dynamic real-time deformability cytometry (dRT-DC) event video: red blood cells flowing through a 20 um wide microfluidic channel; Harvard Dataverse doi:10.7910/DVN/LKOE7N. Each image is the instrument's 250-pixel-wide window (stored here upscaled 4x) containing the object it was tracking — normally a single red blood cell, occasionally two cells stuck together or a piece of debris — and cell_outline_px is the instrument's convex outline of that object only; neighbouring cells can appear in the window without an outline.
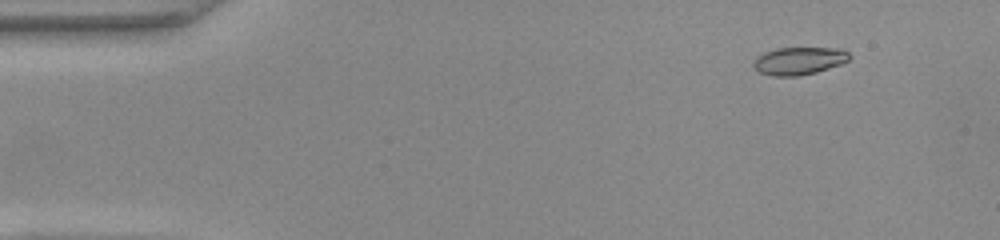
{"species": "common noctule bat (a hibernating species)", "species_latin": "Nyctalus noctula", "temperature_condition": "warm", "stored_images_in_passage": 50, "camera_frame_rate_fps": 3000, "um_per_image_px": 0.085, "animal": {"sex": "female", "body_mass_g": 22.0, "forearm_length_mm": 56.7}, "frame": {"image": 1, "passage_image": 5, "time_ms": 1.333, "image_size_px": [1000, 240], "cell_outline_px": [[852, 56], [848, 60], [840, 64], [816, 72], [796, 76], [772, 76], [760, 72], [752, 64], [756, 56], [764, 52], [776, 48], [840, 48], [848, 52]], "centroid_in_image_um": [67.91, 5.16], "position_along_channel_um": 17.1, "area_um2": 15.43}}
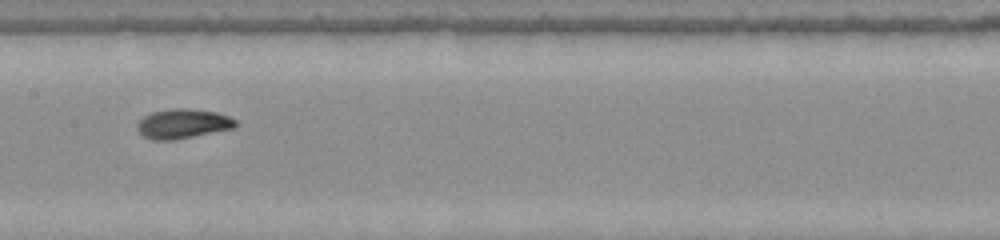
{"frame": {"image": 2, "passage_image": 25, "time_ms": 8.0, "image_size_px": [1000, 240], "cell_outline_px": [[236, 128], [176, 140], [152, 140], [144, 136], [136, 128], [136, 124], [144, 116], [152, 112], [172, 108], [192, 108], [216, 112], [228, 116], [236, 120]], "centroid_in_image_um": [15.55, 10.52], "position_along_channel_um": 191.8, "area_um2": 17.17}}
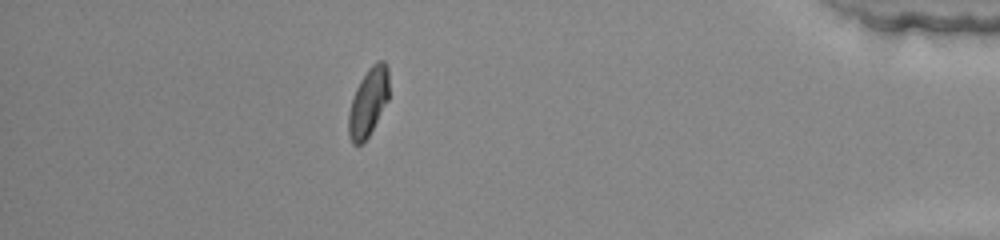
{"frame": {"image": 3, "passage_image": 44, "time_ms": 14.333, "image_size_px": [1000, 240], "cell_outline_px": [[388, 100], [368, 136], [360, 144], [352, 144], [348, 136], [348, 112], [356, 88], [360, 80], [368, 68], [376, 60], [384, 60], [388, 68]], "centroid_in_image_um": [31.29, 8.65], "position_along_channel_um": 403.9, "area_um2": 16.01}, "authors_computed_cell_mechanics": {"area_um2": 16.3285, "velocity_mm_per_s": 4.1138, "shape_relaxation_time_tau1_ms": 3.8478, "shape_relaxation_time_tau2_ms": 2.2042, "deformation_change_tau1": 0.1806, "deformation_change_tau2": 0.0516}}